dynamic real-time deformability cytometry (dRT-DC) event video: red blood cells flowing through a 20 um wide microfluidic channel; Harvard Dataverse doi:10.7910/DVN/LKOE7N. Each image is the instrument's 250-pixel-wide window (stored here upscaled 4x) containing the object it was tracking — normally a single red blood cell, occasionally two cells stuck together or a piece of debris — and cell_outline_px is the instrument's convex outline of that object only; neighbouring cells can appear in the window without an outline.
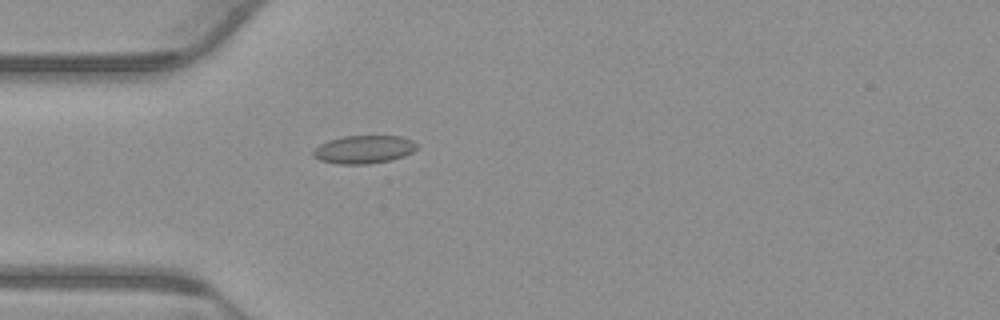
{"species": "common noctule bat (a hibernating species)", "species_latin": "Nyctalus noctula", "temperature_condition": "warm", "stored_images_in_passage": 55, "camera_frame_rate_fps": 3000, "um_per_image_px": 0.085, "animal": {"sex": "male", "body_mass_g": 23.1, "forearm_length_mm": 52.7}, "frame": {"image": 1, "passage_image": 16, "time_ms": 5.0, "image_size_px": [1000, 320], "cell_outline_px": [[416, 148], [412, 152], [404, 156], [392, 160], [368, 164], [336, 164], [320, 160], [312, 156], [312, 152], [320, 144], [328, 140], [344, 136], [400, 136], [412, 140], [416, 144]], "centroid_in_image_um": [30.91, 12.71], "position_along_channel_um": 54.1, "area_um2": 16.99}}
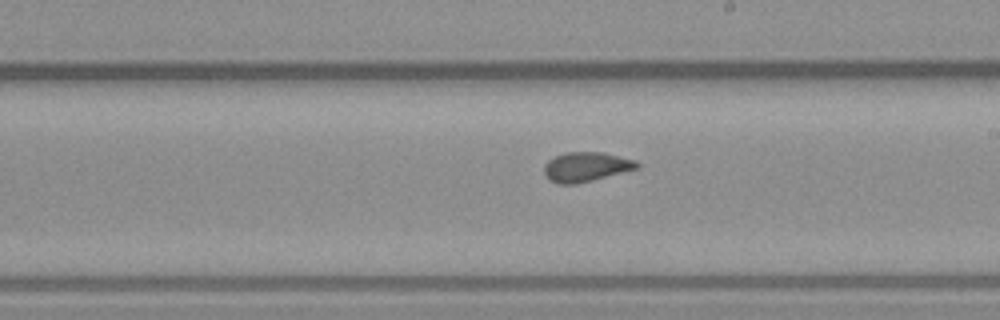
{"frame": {"image": 2, "passage_image": 31, "time_ms": 10.0, "image_size_px": [1000, 320], "cell_outline_px": [[640, 168], [576, 184], [556, 184], [548, 180], [544, 172], [544, 164], [548, 160], [556, 156], [568, 152], [604, 152], [636, 160], [640, 164]], "centroid_in_image_um": [49.82, 14.18], "position_along_channel_um": 239.2, "area_um2": 16.13}}
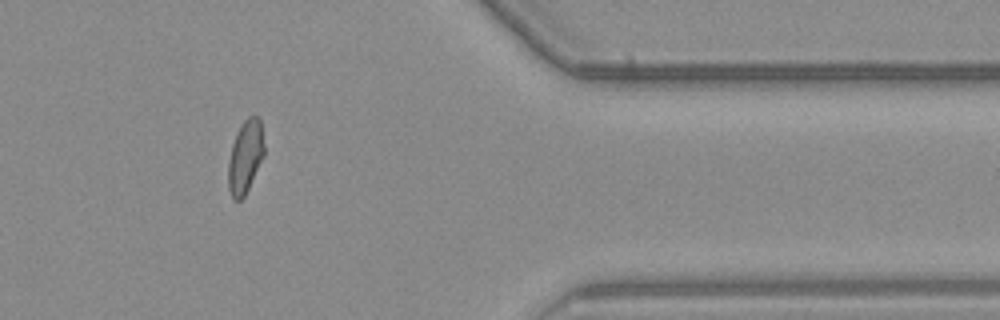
{"frame": {"image": 3, "passage_image": 45, "time_ms": 14.667, "image_size_px": [1000, 320], "cell_outline_px": [[264, 156], [244, 196], [240, 200], [236, 200], [232, 196], [228, 188], [228, 160], [232, 144], [236, 132], [240, 124], [248, 116], [256, 116], [260, 120], [264, 144]], "centroid_in_image_um": [20.84, 13.29], "position_along_channel_um": 390.6, "area_um2": 15.26}, "authors_computed_cell_mechanics": {"area_um2": 16.0684, "velocity_mm_per_s": 3.7954, "shape_relaxation_time_tau1_ms": null, "shape_relaxation_time_tau2_ms": 1.1983, "deformation_change_tau1": null, "deformation_change_tau2": 0.0702}}